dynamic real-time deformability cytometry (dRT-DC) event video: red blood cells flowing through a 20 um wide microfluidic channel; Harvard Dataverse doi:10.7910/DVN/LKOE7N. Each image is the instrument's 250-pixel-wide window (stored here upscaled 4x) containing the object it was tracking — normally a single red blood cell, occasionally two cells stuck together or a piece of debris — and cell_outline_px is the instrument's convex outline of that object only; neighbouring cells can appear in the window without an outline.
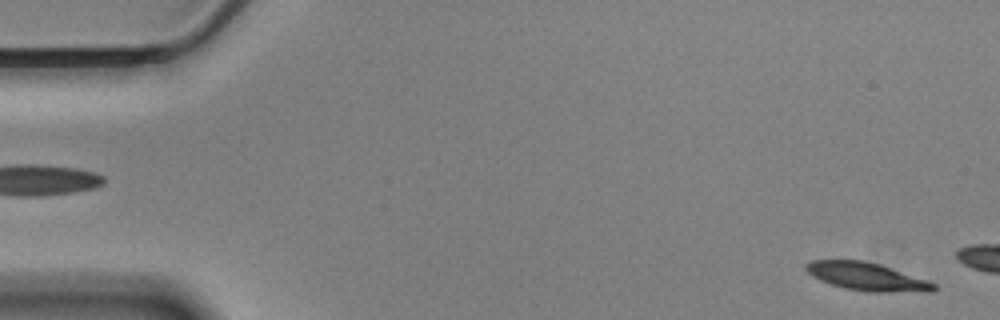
{"species": "Egyptian fruit bat (a non-hibernating species)", "species_latin": "Rousettus aegyptiacus", "temperature_condition": "cold", "stored_images_in_passage": 10, "camera_frame_rate_fps": 3000, "um_per_image_px": 0.085, "animal": {"sex": "male"}, "frame": {"image": 1, "passage_image": 2, "time_ms": 0.333, "image_size_px": [1000, 320], "cell_outline_px": [[936, 288], [932, 292], [868, 292], [844, 288], [820, 280], [812, 276], [804, 268], [804, 264], [812, 260], [864, 260], [880, 264], [928, 280], [936, 284]], "centroid_in_image_um": [73.7, 23.51], "position_along_channel_um": 11.3, "area_um2": 20.98}}